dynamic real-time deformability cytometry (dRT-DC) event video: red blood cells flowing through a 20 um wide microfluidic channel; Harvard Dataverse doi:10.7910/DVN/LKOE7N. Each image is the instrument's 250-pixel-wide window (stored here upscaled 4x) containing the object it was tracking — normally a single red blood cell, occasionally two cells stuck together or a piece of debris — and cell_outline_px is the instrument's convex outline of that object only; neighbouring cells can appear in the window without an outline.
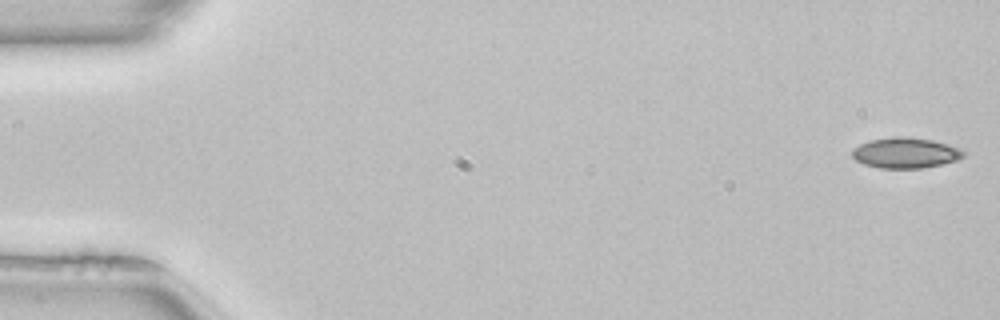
{"species": "common noctule bat (a hibernating species)", "species_latin": "Nyctalus noctula", "temperature_condition": "room temperature", "stored_images_in_passage": 51, "camera_frame_rate_fps": 3000, "um_per_image_px": 0.085, "animal": {"sex": "female", "body_mass_g": 22.7, "forearm_length_mm": 54.2}, "frame": {"image": 1, "passage_image": 1, "time_ms": 0.0, "image_size_px": [1000, 320], "cell_outline_px": [[964, 156], [956, 160], [940, 164], [920, 168], [880, 168], [864, 164], [856, 160], [852, 156], [852, 148], [868, 140], [900, 136], [932, 140], [948, 144], [964, 152]], "centroid_in_image_um": [76.91, 12.99], "position_along_channel_um": 8.1, "area_um2": 19.54}}
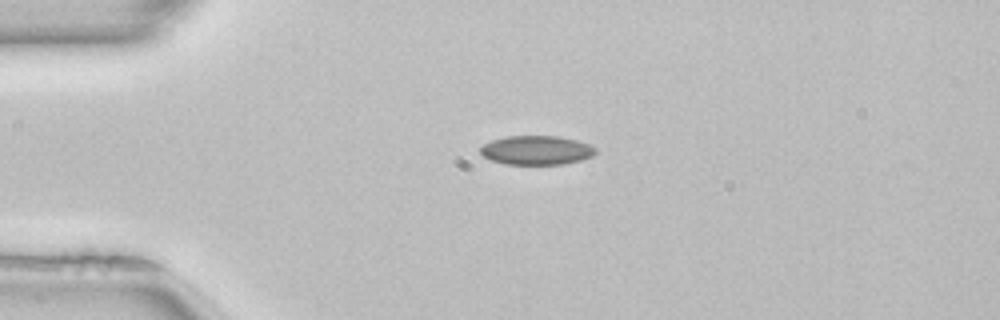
{"frame": {"image": 2, "passage_image": 12, "time_ms": 3.667, "image_size_px": [1000, 320], "cell_outline_px": [[596, 152], [592, 156], [580, 160], [564, 164], [504, 164], [492, 160], [484, 156], [480, 152], [480, 148], [484, 144], [492, 140], [508, 136], [560, 136], [576, 140], [588, 144], [596, 148]], "centroid_in_image_um": [45.61, 12.76], "position_along_channel_um": 39.4, "area_um2": 19.42}}
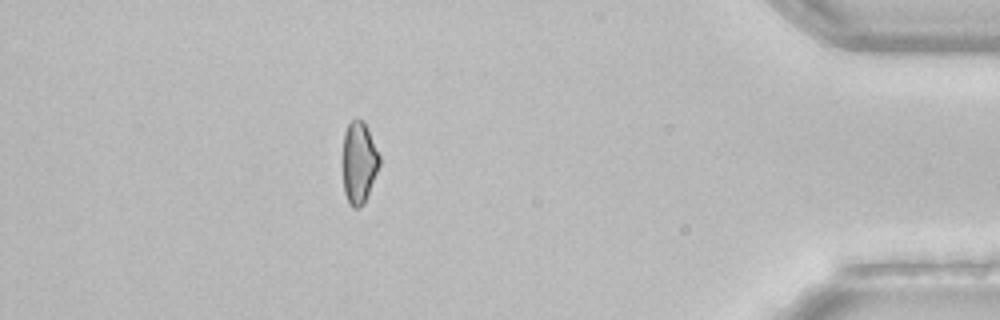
{"frame": {"image": 3, "passage_image": 45, "time_ms": 14.667, "image_size_px": [1000, 320], "cell_outline_px": [[380, 164], [368, 196], [364, 204], [360, 208], [352, 208], [348, 204], [344, 192], [344, 132], [348, 124], [356, 116], [364, 120], [380, 156]], "centroid_in_image_um": [30.53, 13.82], "position_along_channel_um": 404.7, "area_um2": 17.63}}